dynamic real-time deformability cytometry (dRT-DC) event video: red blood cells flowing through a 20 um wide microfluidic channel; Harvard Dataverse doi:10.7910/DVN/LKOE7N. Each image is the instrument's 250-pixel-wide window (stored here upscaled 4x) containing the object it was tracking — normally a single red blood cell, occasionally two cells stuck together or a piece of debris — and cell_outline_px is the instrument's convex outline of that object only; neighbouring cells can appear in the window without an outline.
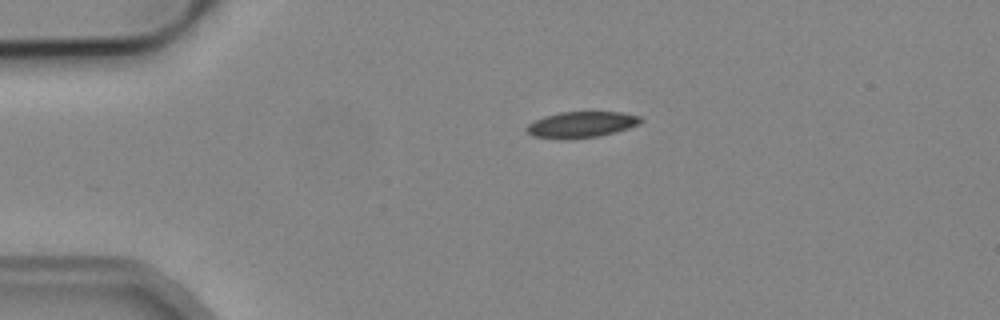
{"species": "common noctule bat (a hibernating species)", "species_latin": "Nyctalus noctula", "temperature_condition": "cold", "stored_images_in_passage": 1, "camera_frame_rate_fps": 3000, "um_per_image_px": 0.085, "animal": {"sex": "male", "body_mass_g": 19.2, "forearm_length_mm": 51.8}, "frame": {"image": 1, "passage_image": 1, "time_ms": 0.0, "image_size_px": [1000, 320], "cell_outline_px": [[644, 120], [640, 124], [616, 132], [600, 136], [564, 140], [560, 140], [532, 136], [524, 128], [528, 124], [544, 116], [560, 112], [624, 112], [640, 116]], "centroid_in_image_um": [49.42, 10.6], "position_along_channel_um": 35.6, "area_um2": 17.63}}